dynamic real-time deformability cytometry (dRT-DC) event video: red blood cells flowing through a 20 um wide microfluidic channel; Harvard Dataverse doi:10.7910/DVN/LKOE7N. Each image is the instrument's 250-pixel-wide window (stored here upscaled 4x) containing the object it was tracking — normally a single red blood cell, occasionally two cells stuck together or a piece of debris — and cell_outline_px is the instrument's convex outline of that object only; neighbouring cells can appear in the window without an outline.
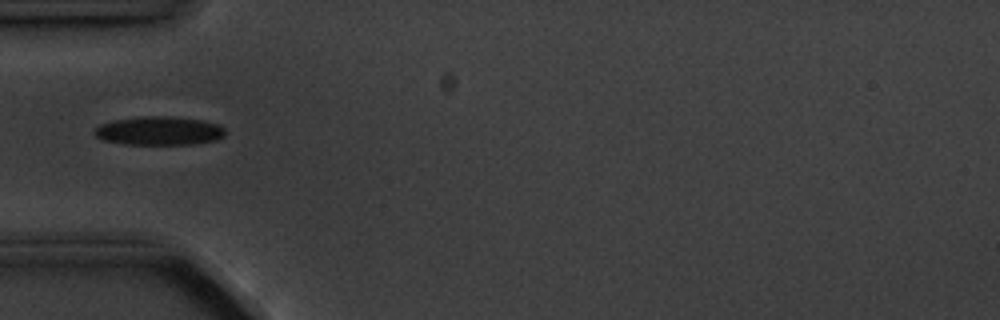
{"species": "common noctule bat (a hibernating species)", "species_latin": "Nyctalus noctula", "temperature_condition": "cold", "stored_images_in_passage": 5, "camera_frame_rate_fps": 3000, "um_per_image_px": 0.085, "animal": {"sex": "male", "body_mass_g": 20.1, "forearm_length_mm": 53.5}, "frame": {"image": 1, "passage_image": 5, "time_ms": 4.667, "image_size_px": [1000, 320], "cell_outline_px": [[224, 136], [216, 140], [192, 144], [124, 144], [100, 140], [92, 132], [100, 124], [116, 120], [140, 116], [168, 116], [204, 120], [220, 124], [224, 128]], "centroid_in_image_um": [13.52, 11.12], "position_along_channel_um": 71.5, "area_um2": 21.96}}